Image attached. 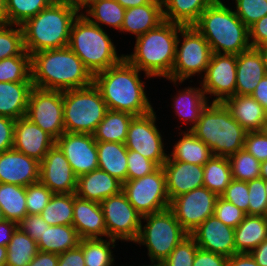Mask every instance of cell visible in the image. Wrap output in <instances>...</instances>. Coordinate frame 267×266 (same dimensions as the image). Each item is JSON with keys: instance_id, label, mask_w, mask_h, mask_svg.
Listing matches in <instances>:
<instances>
[{"instance_id": "1", "label": "cell", "mask_w": 267, "mask_h": 266, "mask_svg": "<svg viewBox=\"0 0 267 266\" xmlns=\"http://www.w3.org/2000/svg\"><path fill=\"white\" fill-rule=\"evenodd\" d=\"M31 80L33 87L64 91L91 86L94 76L67 46L33 53Z\"/></svg>"}, {"instance_id": "2", "label": "cell", "mask_w": 267, "mask_h": 266, "mask_svg": "<svg viewBox=\"0 0 267 266\" xmlns=\"http://www.w3.org/2000/svg\"><path fill=\"white\" fill-rule=\"evenodd\" d=\"M140 73L124 58L117 65L94 75L93 83L101 92L108 110L128 112L134 116L153 110Z\"/></svg>"}, {"instance_id": "3", "label": "cell", "mask_w": 267, "mask_h": 266, "mask_svg": "<svg viewBox=\"0 0 267 266\" xmlns=\"http://www.w3.org/2000/svg\"><path fill=\"white\" fill-rule=\"evenodd\" d=\"M79 12L71 0H55L22 25L25 50L33 53L68 46L71 27Z\"/></svg>"}, {"instance_id": "4", "label": "cell", "mask_w": 267, "mask_h": 266, "mask_svg": "<svg viewBox=\"0 0 267 266\" xmlns=\"http://www.w3.org/2000/svg\"><path fill=\"white\" fill-rule=\"evenodd\" d=\"M182 25L163 21L156 28L136 38L133 52L124 58L145 73V78L171 75L176 43Z\"/></svg>"}, {"instance_id": "5", "label": "cell", "mask_w": 267, "mask_h": 266, "mask_svg": "<svg viewBox=\"0 0 267 266\" xmlns=\"http://www.w3.org/2000/svg\"><path fill=\"white\" fill-rule=\"evenodd\" d=\"M193 26L209 43L212 53L238 55L251 48L249 28L221 0L208 6Z\"/></svg>"}, {"instance_id": "6", "label": "cell", "mask_w": 267, "mask_h": 266, "mask_svg": "<svg viewBox=\"0 0 267 266\" xmlns=\"http://www.w3.org/2000/svg\"><path fill=\"white\" fill-rule=\"evenodd\" d=\"M190 131L211 149L213 156L227 158L243 149L247 134L222 102L208 103Z\"/></svg>"}, {"instance_id": "7", "label": "cell", "mask_w": 267, "mask_h": 266, "mask_svg": "<svg viewBox=\"0 0 267 266\" xmlns=\"http://www.w3.org/2000/svg\"><path fill=\"white\" fill-rule=\"evenodd\" d=\"M68 47L93 76L117 65L125 55H118L116 46L107 32L90 22L82 13L72 24Z\"/></svg>"}, {"instance_id": "8", "label": "cell", "mask_w": 267, "mask_h": 266, "mask_svg": "<svg viewBox=\"0 0 267 266\" xmlns=\"http://www.w3.org/2000/svg\"><path fill=\"white\" fill-rule=\"evenodd\" d=\"M108 107L94 85L63 91L65 132L93 135Z\"/></svg>"}, {"instance_id": "9", "label": "cell", "mask_w": 267, "mask_h": 266, "mask_svg": "<svg viewBox=\"0 0 267 266\" xmlns=\"http://www.w3.org/2000/svg\"><path fill=\"white\" fill-rule=\"evenodd\" d=\"M142 220L139 235L134 243L147 247L150 261L163 262L174 248L189 236L169 208L144 215ZM143 222L146 224L143 225Z\"/></svg>"}, {"instance_id": "10", "label": "cell", "mask_w": 267, "mask_h": 266, "mask_svg": "<svg viewBox=\"0 0 267 266\" xmlns=\"http://www.w3.org/2000/svg\"><path fill=\"white\" fill-rule=\"evenodd\" d=\"M179 35L175 63L171 75L167 78L175 86L196 74H205L212 56L209 43L194 26H182Z\"/></svg>"}, {"instance_id": "11", "label": "cell", "mask_w": 267, "mask_h": 266, "mask_svg": "<svg viewBox=\"0 0 267 266\" xmlns=\"http://www.w3.org/2000/svg\"><path fill=\"white\" fill-rule=\"evenodd\" d=\"M122 191L142 216L166 210L170 206L162 166L142 178L127 180L123 183Z\"/></svg>"}, {"instance_id": "12", "label": "cell", "mask_w": 267, "mask_h": 266, "mask_svg": "<svg viewBox=\"0 0 267 266\" xmlns=\"http://www.w3.org/2000/svg\"><path fill=\"white\" fill-rule=\"evenodd\" d=\"M100 205L108 238L134 243L139 235L142 215L130 204L126 194L121 191Z\"/></svg>"}, {"instance_id": "13", "label": "cell", "mask_w": 267, "mask_h": 266, "mask_svg": "<svg viewBox=\"0 0 267 266\" xmlns=\"http://www.w3.org/2000/svg\"><path fill=\"white\" fill-rule=\"evenodd\" d=\"M154 109L144 115L134 116L129 124L125 146L127 150L139 152L161 167L168 159L164 150L163 136L156 126Z\"/></svg>"}, {"instance_id": "14", "label": "cell", "mask_w": 267, "mask_h": 266, "mask_svg": "<svg viewBox=\"0 0 267 266\" xmlns=\"http://www.w3.org/2000/svg\"><path fill=\"white\" fill-rule=\"evenodd\" d=\"M26 117L55 140L64 132L63 91L33 87L28 100Z\"/></svg>"}, {"instance_id": "15", "label": "cell", "mask_w": 267, "mask_h": 266, "mask_svg": "<svg viewBox=\"0 0 267 266\" xmlns=\"http://www.w3.org/2000/svg\"><path fill=\"white\" fill-rule=\"evenodd\" d=\"M218 196L202 186L170 201L169 209L180 225L190 234L209 216L214 215Z\"/></svg>"}, {"instance_id": "16", "label": "cell", "mask_w": 267, "mask_h": 266, "mask_svg": "<svg viewBox=\"0 0 267 266\" xmlns=\"http://www.w3.org/2000/svg\"><path fill=\"white\" fill-rule=\"evenodd\" d=\"M237 55L212 53L200 85L212 102H223L235 95Z\"/></svg>"}, {"instance_id": "17", "label": "cell", "mask_w": 267, "mask_h": 266, "mask_svg": "<svg viewBox=\"0 0 267 266\" xmlns=\"http://www.w3.org/2000/svg\"><path fill=\"white\" fill-rule=\"evenodd\" d=\"M55 144L65 155L74 174H82L98 169L97 142L91 134L64 132Z\"/></svg>"}, {"instance_id": "18", "label": "cell", "mask_w": 267, "mask_h": 266, "mask_svg": "<svg viewBox=\"0 0 267 266\" xmlns=\"http://www.w3.org/2000/svg\"><path fill=\"white\" fill-rule=\"evenodd\" d=\"M39 181L54 194L76 192L77 176L56 144L49 149L40 162Z\"/></svg>"}, {"instance_id": "19", "label": "cell", "mask_w": 267, "mask_h": 266, "mask_svg": "<svg viewBox=\"0 0 267 266\" xmlns=\"http://www.w3.org/2000/svg\"><path fill=\"white\" fill-rule=\"evenodd\" d=\"M189 235L202 250L226 257L236 254L234 228L223 224L215 215L209 216Z\"/></svg>"}, {"instance_id": "20", "label": "cell", "mask_w": 267, "mask_h": 266, "mask_svg": "<svg viewBox=\"0 0 267 266\" xmlns=\"http://www.w3.org/2000/svg\"><path fill=\"white\" fill-rule=\"evenodd\" d=\"M55 139L26 116L15 120L13 149L41 162Z\"/></svg>"}, {"instance_id": "21", "label": "cell", "mask_w": 267, "mask_h": 266, "mask_svg": "<svg viewBox=\"0 0 267 266\" xmlns=\"http://www.w3.org/2000/svg\"><path fill=\"white\" fill-rule=\"evenodd\" d=\"M40 162L15 149L0 153V183L27 187L39 181Z\"/></svg>"}, {"instance_id": "22", "label": "cell", "mask_w": 267, "mask_h": 266, "mask_svg": "<svg viewBox=\"0 0 267 266\" xmlns=\"http://www.w3.org/2000/svg\"><path fill=\"white\" fill-rule=\"evenodd\" d=\"M166 175V190L169 200L204 186L202 165L180 161H166L162 165Z\"/></svg>"}, {"instance_id": "23", "label": "cell", "mask_w": 267, "mask_h": 266, "mask_svg": "<svg viewBox=\"0 0 267 266\" xmlns=\"http://www.w3.org/2000/svg\"><path fill=\"white\" fill-rule=\"evenodd\" d=\"M72 226L81 239L108 238L100 203L81 199L75 193H73Z\"/></svg>"}, {"instance_id": "24", "label": "cell", "mask_w": 267, "mask_h": 266, "mask_svg": "<svg viewBox=\"0 0 267 266\" xmlns=\"http://www.w3.org/2000/svg\"><path fill=\"white\" fill-rule=\"evenodd\" d=\"M123 183L107 172L96 169L77 177L76 196L101 203L106 198L122 191Z\"/></svg>"}, {"instance_id": "25", "label": "cell", "mask_w": 267, "mask_h": 266, "mask_svg": "<svg viewBox=\"0 0 267 266\" xmlns=\"http://www.w3.org/2000/svg\"><path fill=\"white\" fill-rule=\"evenodd\" d=\"M222 103L247 132L267 129V113L251 95H234Z\"/></svg>"}, {"instance_id": "26", "label": "cell", "mask_w": 267, "mask_h": 266, "mask_svg": "<svg viewBox=\"0 0 267 266\" xmlns=\"http://www.w3.org/2000/svg\"><path fill=\"white\" fill-rule=\"evenodd\" d=\"M266 75V66L257 48L241 52L237 55L235 95H251Z\"/></svg>"}, {"instance_id": "27", "label": "cell", "mask_w": 267, "mask_h": 266, "mask_svg": "<svg viewBox=\"0 0 267 266\" xmlns=\"http://www.w3.org/2000/svg\"><path fill=\"white\" fill-rule=\"evenodd\" d=\"M163 21L162 0H152L148 4L126 9L120 32H130L137 38Z\"/></svg>"}, {"instance_id": "28", "label": "cell", "mask_w": 267, "mask_h": 266, "mask_svg": "<svg viewBox=\"0 0 267 266\" xmlns=\"http://www.w3.org/2000/svg\"><path fill=\"white\" fill-rule=\"evenodd\" d=\"M33 82H0V116L13 120L26 116Z\"/></svg>"}, {"instance_id": "29", "label": "cell", "mask_w": 267, "mask_h": 266, "mask_svg": "<svg viewBox=\"0 0 267 266\" xmlns=\"http://www.w3.org/2000/svg\"><path fill=\"white\" fill-rule=\"evenodd\" d=\"M209 97L205 96L202 87H187L178 93L173 98V108L180 121L191 126L186 129L190 131L198 122L200 114L209 103Z\"/></svg>"}, {"instance_id": "30", "label": "cell", "mask_w": 267, "mask_h": 266, "mask_svg": "<svg viewBox=\"0 0 267 266\" xmlns=\"http://www.w3.org/2000/svg\"><path fill=\"white\" fill-rule=\"evenodd\" d=\"M217 0H162L163 19L182 26H193L201 13Z\"/></svg>"}, {"instance_id": "31", "label": "cell", "mask_w": 267, "mask_h": 266, "mask_svg": "<svg viewBox=\"0 0 267 266\" xmlns=\"http://www.w3.org/2000/svg\"><path fill=\"white\" fill-rule=\"evenodd\" d=\"M267 239V216L246 215L234 229L236 253H250Z\"/></svg>"}, {"instance_id": "32", "label": "cell", "mask_w": 267, "mask_h": 266, "mask_svg": "<svg viewBox=\"0 0 267 266\" xmlns=\"http://www.w3.org/2000/svg\"><path fill=\"white\" fill-rule=\"evenodd\" d=\"M98 168L117 178L127 181V154L125 144L119 142H97Z\"/></svg>"}, {"instance_id": "33", "label": "cell", "mask_w": 267, "mask_h": 266, "mask_svg": "<svg viewBox=\"0 0 267 266\" xmlns=\"http://www.w3.org/2000/svg\"><path fill=\"white\" fill-rule=\"evenodd\" d=\"M178 134L182 137L173 146L166 161H180L204 166L213 156L211 149L191 131H183Z\"/></svg>"}, {"instance_id": "34", "label": "cell", "mask_w": 267, "mask_h": 266, "mask_svg": "<svg viewBox=\"0 0 267 266\" xmlns=\"http://www.w3.org/2000/svg\"><path fill=\"white\" fill-rule=\"evenodd\" d=\"M80 241L81 238L72 225H56L46 227L37 245L40 251L59 255L78 247Z\"/></svg>"}, {"instance_id": "35", "label": "cell", "mask_w": 267, "mask_h": 266, "mask_svg": "<svg viewBox=\"0 0 267 266\" xmlns=\"http://www.w3.org/2000/svg\"><path fill=\"white\" fill-rule=\"evenodd\" d=\"M133 117L134 115L128 112L108 110L93 134L95 141L124 144Z\"/></svg>"}, {"instance_id": "36", "label": "cell", "mask_w": 267, "mask_h": 266, "mask_svg": "<svg viewBox=\"0 0 267 266\" xmlns=\"http://www.w3.org/2000/svg\"><path fill=\"white\" fill-rule=\"evenodd\" d=\"M0 207L5 220L18 224L28 214L26 187L0 183Z\"/></svg>"}, {"instance_id": "37", "label": "cell", "mask_w": 267, "mask_h": 266, "mask_svg": "<svg viewBox=\"0 0 267 266\" xmlns=\"http://www.w3.org/2000/svg\"><path fill=\"white\" fill-rule=\"evenodd\" d=\"M125 10L116 0H98L86 8L87 14L83 10L81 12L90 22L101 28L106 25L120 31Z\"/></svg>"}, {"instance_id": "38", "label": "cell", "mask_w": 267, "mask_h": 266, "mask_svg": "<svg viewBox=\"0 0 267 266\" xmlns=\"http://www.w3.org/2000/svg\"><path fill=\"white\" fill-rule=\"evenodd\" d=\"M204 187L221 196L233 180L230 163L227 157L212 156L203 166Z\"/></svg>"}, {"instance_id": "39", "label": "cell", "mask_w": 267, "mask_h": 266, "mask_svg": "<svg viewBox=\"0 0 267 266\" xmlns=\"http://www.w3.org/2000/svg\"><path fill=\"white\" fill-rule=\"evenodd\" d=\"M7 247L5 266H28L39 252L37 242L20 229L12 234Z\"/></svg>"}, {"instance_id": "40", "label": "cell", "mask_w": 267, "mask_h": 266, "mask_svg": "<svg viewBox=\"0 0 267 266\" xmlns=\"http://www.w3.org/2000/svg\"><path fill=\"white\" fill-rule=\"evenodd\" d=\"M116 240L107 238L81 239L79 246L82 248L85 266H114V256L111 249Z\"/></svg>"}, {"instance_id": "41", "label": "cell", "mask_w": 267, "mask_h": 266, "mask_svg": "<svg viewBox=\"0 0 267 266\" xmlns=\"http://www.w3.org/2000/svg\"><path fill=\"white\" fill-rule=\"evenodd\" d=\"M40 216L50 226L72 225L73 193L53 194Z\"/></svg>"}, {"instance_id": "42", "label": "cell", "mask_w": 267, "mask_h": 266, "mask_svg": "<svg viewBox=\"0 0 267 266\" xmlns=\"http://www.w3.org/2000/svg\"><path fill=\"white\" fill-rule=\"evenodd\" d=\"M55 0H6L5 23L22 25Z\"/></svg>"}, {"instance_id": "43", "label": "cell", "mask_w": 267, "mask_h": 266, "mask_svg": "<svg viewBox=\"0 0 267 266\" xmlns=\"http://www.w3.org/2000/svg\"><path fill=\"white\" fill-rule=\"evenodd\" d=\"M0 82H32L31 55H17L0 60Z\"/></svg>"}, {"instance_id": "44", "label": "cell", "mask_w": 267, "mask_h": 266, "mask_svg": "<svg viewBox=\"0 0 267 266\" xmlns=\"http://www.w3.org/2000/svg\"><path fill=\"white\" fill-rule=\"evenodd\" d=\"M232 178L248 182L261 177V163L245 149L228 157Z\"/></svg>"}, {"instance_id": "45", "label": "cell", "mask_w": 267, "mask_h": 266, "mask_svg": "<svg viewBox=\"0 0 267 266\" xmlns=\"http://www.w3.org/2000/svg\"><path fill=\"white\" fill-rule=\"evenodd\" d=\"M17 55H30L24 47L21 25L0 23V60Z\"/></svg>"}, {"instance_id": "46", "label": "cell", "mask_w": 267, "mask_h": 266, "mask_svg": "<svg viewBox=\"0 0 267 266\" xmlns=\"http://www.w3.org/2000/svg\"><path fill=\"white\" fill-rule=\"evenodd\" d=\"M235 5L236 15L248 28L267 15L266 0H235Z\"/></svg>"}, {"instance_id": "47", "label": "cell", "mask_w": 267, "mask_h": 266, "mask_svg": "<svg viewBox=\"0 0 267 266\" xmlns=\"http://www.w3.org/2000/svg\"><path fill=\"white\" fill-rule=\"evenodd\" d=\"M53 192L40 181L26 187V206L28 214H40L49 203Z\"/></svg>"}, {"instance_id": "48", "label": "cell", "mask_w": 267, "mask_h": 266, "mask_svg": "<svg viewBox=\"0 0 267 266\" xmlns=\"http://www.w3.org/2000/svg\"><path fill=\"white\" fill-rule=\"evenodd\" d=\"M198 248L195 240L189 235L163 261L164 266H192Z\"/></svg>"}, {"instance_id": "49", "label": "cell", "mask_w": 267, "mask_h": 266, "mask_svg": "<svg viewBox=\"0 0 267 266\" xmlns=\"http://www.w3.org/2000/svg\"><path fill=\"white\" fill-rule=\"evenodd\" d=\"M249 191L248 215L267 216V194L265 192V180L253 179L247 182Z\"/></svg>"}, {"instance_id": "50", "label": "cell", "mask_w": 267, "mask_h": 266, "mask_svg": "<svg viewBox=\"0 0 267 266\" xmlns=\"http://www.w3.org/2000/svg\"><path fill=\"white\" fill-rule=\"evenodd\" d=\"M159 166L141 155L139 152L128 150L127 154V180L142 178L153 173Z\"/></svg>"}, {"instance_id": "51", "label": "cell", "mask_w": 267, "mask_h": 266, "mask_svg": "<svg viewBox=\"0 0 267 266\" xmlns=\"http://www.w3.org/2000/svg\"><path fill=\"white\" fill-rule=\"evenodd\" d=\"M214 215L223 224L235 229L243 221L246 213L231 202H228L221 196H218L215 203Z\"/></svg>"}, {"instance_id": "52", "label": "cell", "mask_w": 267, "mask_h": 266, "mask_svg": "<svg viewBox=\"0 0 267 266\" xmlns=\"http://www.w3.org/2000/svg\"><path fill=\"white\" fill-rule=\"evenodd\" d=\"M221 197L226 201L231 202L248 215L249 191L247 182L233 179Z\"/></svg>"}, {"instance_id": "53", "label": "cell", "mask_w": 267, "mask_h": 266, "mask_svg": "<svg viewBox=\"0 0 267 266\" xmlns=\"http://www.w3.org/2000/svg\"><path fill=\"white\" fill-rule=\"evenodd\" d=\"M243 149L254 156L260 163L267 160V129L248 131Z\"/></svg>"}, {"instance_id": "54", "label": "cell", "mask_w": 267, "mask_h": 266, "mask_svg": "<svg viewBox=\"0 0 267 266\" xmlns=\"http://www.w3.org/2000/svg\"><path fill=\"white\" fill-rule=\"evenodd\" d=\"M50 227L40 214H27L18 224L17 228L26 233L36 242L39 241L41 235Z\"/></svg>"}, {"instance_id": "55", "label": "cell", "mask_w": 267, "mask_h": 266, "mask_svg": "<svg viewBox=\"0 0 267 266\" xmlns=\"http://www.w3.org/2000/svg\"><path fill=\"white\" fill-rule=\"evenodd\" d=\"M15 120L0 116V153L13 148Z\"/></svg>"}, {"instance_id": "56", "label": "cell", "mask_w": 267, "mask_h": 266, "mask_svg": "<svg viewBox=\"0 0 267 266\" xmlns=\"http://www.w3.org/2000/svg\"><path fill=\"white\" fill-rule=\"evenodd\" d=\"M249 40L252 48L267 45V15L249 27Z\"/></svg>"}, {"instance_id": "57", "label": "cell", "mask_w": 267, "mask_h": 266, "mask_svg": "<svg viewBox=\"0 0 267 266\" xmlns=\"http://www.w3.org/2000/svg\"><path fill=\"white\" fill-rule=\"evenodd\" d=\"M227 259L224 255L198 248L192 266H227Z\"/></svg>"}, {"instance_id": "58", "label": "cell", "mask_w": 267, "mask_h": 266, "mask_svg": "<svg viewBox=\"0 0 267 266\" xmlns=\"http://www.w3.org/2000/svg\"><path fill=\"white\" fill-rule=\"evenodd\" d=\"M58 257V266H85L84 256L80 246L62 252Z\"/></svg>"}, {"instance_id": "59", "label": "cell", "mask_w": 267, "mask_h": 266, "mask_svg": "<svg viewBox=\"0 0 267 266\" xmlns=\"http://www.w3.org/2000/svg\"><path fill=\"white\" fill-rule=\"evenodd\" d=\"M58 254L40 251L28 266H58Z\"/></svg>"}, {"instance_id": "60", "label": "cell", "mask_w": 267, "mask_h": 266, "mask_svg": "<svg viewBox=\"0 0 267 266\" xmlns=\"http://www.w3.org/2000/svg\"><path fill=\"white\" fill-rule=\"evenodd\" d=\"M17 229V223L9 220L0 221V246H7L12 234Z\"/></svg>"}, {"instance_id": "61", "label": "cell", "mask_w": 267, "mask_h": 266, "mask_svg": "<svg viewBox=\"0 0 267 266\" xmlns=\"http://www.w3.org/2000/svg\"><path fill=\"white\" fill-rule=\"evenodd\" d=\"M227 266H259L250 253H236L227 259Z\"/></svg>"}, {"instance_id": "62", "label": "cell", "mask_w": 267, "mask_h": 266, "mask_svg": "<svg viewBox=\"0 0 267 266\" xmlns=\"http://www.w3.org/2000/svg\"><path fill=\"white\" fill-rule=\"evenodd\" d=\"M251 96L263 106L267 113V75L261 79Z\"/></svg>"}, {"instance_id": "63", "label": "cell", "mask_w": 267, "mask_h": 266, "mask_svg": "<svg viewBox=\"0 0 267 266\" xmlns=\"http://www.w3.org/2000/svg\"><path fill=\"white\" fill-rule=\"evenodd\" d=\"M259 266H267V239L250 252Z\"/></svg>"}, {"instance_id": "64", "label": "cell", "mask_w": 267, "mask_h": 266, "mask_svg": "<svg viewBox=\"0 0 267 266\" xmlns=\"http://www.w3.org/2000/svg\"><path fill=\"white\" fill-rule=\"evenodd\" d=\"M123 8L129 9L150 3L152 0H116Z\"/></svg>"}, {"instance_id": "65", "label": "cell", "mask_w": 267, "mask_h": 266, "mask_svg": "<svg viewBox=\"0 0 267 266\" xmlns=\"http://www.w3.org/2000/svg\"><path fill=\"white\" fill-rule=\"evenodd\" d=\"M98 0H71L72 4L75 6V8L80 12L81 9H86L88 6H90L93 2Z\"/></svg>"}, {"instance_id": "66", "label": "cell", "mask_w": 267, "mask_h": 266, "mask_svg": "<svg viewBox=\"0 0 267 266\" xmlns=\"http://www.w3.org/2000/svg\"><path fill=\"white\" fill-rule=\"evenodd\" d=\"M7 259V247L0 246V266H5Z\"/></svg>"}, {"instance_id": "67", "label": "cell", "mask_w": 267, "mask_h": 266, "mask_svg": "<svg viewBox=\"0 0 267 266\" xmlns=\"http://www.w3.org/2000/svg\"><path fill=\"white\" fill-rule=\"evenodd\" d=\"M6 0H0V23H5Z\"/></svg>"}, {"instance_id": "68", "label": "cell", "mask_w": 267, "mask_h": 266, "mask_svg": "<svg viewBox=\"0 0 267 266\" xmlns=\"http://www.w3.org/2000/svg\"><path fill=\"white\" fill-rule=\"evenodd\" d=\"M257 49L259 50L262 58H263V62L266 66V70H267V45H262L257 47Z\"/></svg>"}, {"instance_id": "69", "label": "cell", "mask_w": 267, "mask_h": 266, "mask_svg": "<svg viewBox=\"0 0 267 266\" xmlns=\"http://www.w3.org/2000/svg\"><path fill=\"white\" fill-rule=\"evenodd\" d=\"M261 178L267 180V160L261 163Z\"/></svg>"}, {"instance_id": "70", "label": "cell", "mask_w": 267, "mask_h": 266, "mask_svg": "<svg viewBox=\"0 0 267 266\" xmlns=\"http://www.w3.org/2000/svg\"><path fill=\"white\" fill-rule=\"evenodd\" d=\"M123 266V265H122ZM131 266V265H130ZM133 266V265H132ZM142 266V265H141ZM143 266H164L163 262L151 261V265H143Z\"/></svg>"}, {"instance_id": "71", "label": "cell", "mask_w": 267, "mask_h": 266, "mask_svg": "<svg viewBox=\"0 0 267 266\" xmlns=\"http://www.w3.org/2000/svg\"><path fill=\"white\" fill-rule=\"evenodd\" d=\"M1 220H4V217H3V214H2V211H1V207H0V221Z\"/></svg>"}, {"instance_id": "72", "label": "cell", "mask_w": 267, "mask_h": 266, "mask_svg": "<svg viewBox=\"0 0 267 266\" xmlns=\"http://www.w3.org/2000/svg\"><path fill=\"white\" fill-rule=\"evenodd\" d=\"M265 192L267 194V180H265Z\"/></svg>"}]
</instances>
